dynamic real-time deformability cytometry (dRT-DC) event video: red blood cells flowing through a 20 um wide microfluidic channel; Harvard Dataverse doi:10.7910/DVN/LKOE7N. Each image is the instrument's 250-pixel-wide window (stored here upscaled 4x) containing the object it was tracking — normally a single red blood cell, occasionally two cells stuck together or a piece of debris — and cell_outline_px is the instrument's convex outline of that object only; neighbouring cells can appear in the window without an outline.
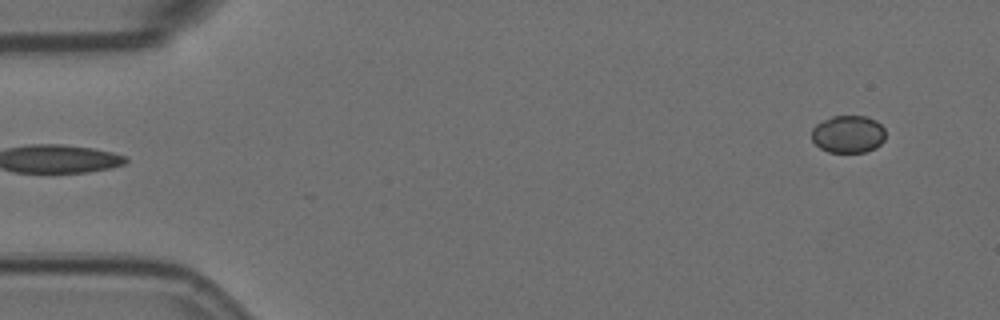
{"species": "Egyptian fruit bat (a non-hibernating species)", "species_latin": "Rousettus aegyptiacus", "temperature_condition": "room temperature", "stored_images_in_passage": 3, "camera_frame_rate_fps": 3000, "um_per_image_px": 0.085, "animal": {"sex": "female"}, "frame": {"image": 1, "passage_image": 3, "time_ms": 0.667, "image_size_px": [1000, 320], "cell_outline_px": [[884, 140], [876, 148], [864, 152], [828, 152], [820, 148], [812, 140], [812, 128], [820, 120], [832, 116], [868, 116], [876, 120], [884, 128]], "centroid_in_image_um": [72.08, 11.39], "position_along_channel_um": 12.9, "area_um2": 16.3}}